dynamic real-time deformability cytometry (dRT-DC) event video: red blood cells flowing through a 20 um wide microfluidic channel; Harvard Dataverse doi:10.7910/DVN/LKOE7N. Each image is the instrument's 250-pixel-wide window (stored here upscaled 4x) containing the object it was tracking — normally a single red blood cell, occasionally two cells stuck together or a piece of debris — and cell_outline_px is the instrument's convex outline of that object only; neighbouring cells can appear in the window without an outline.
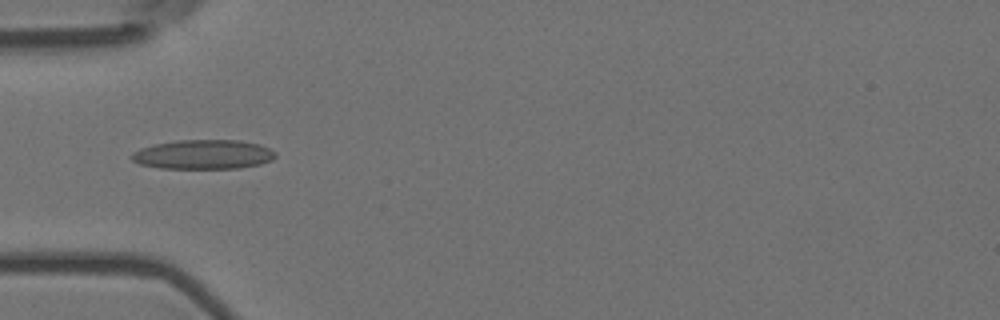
{"species": "Egyptian fruit bat (a non-hibernating species)", "species_latin": "Rousettus aegyptiacus", "temperature_condition": "room temperature", "stored_images_in_passage": 10, "camera_frame_rate_fps": 3000, "um_per_image_px": 0.085, "animal": {"sex": "female"}, "frame": {"image": 1, "passage_image": 5, "time_ms": 1.333, "image_size_px": [1000, 320], "cell_outline_px": [[276, 156], [272, 160], [260, 164], [240, 168], [160, 168], [140, 164], [132, 160], [128, 156], [132, 152], [140, 148], [156, 144], [176, 140], [236, 140], [260, 144], [276, 152]], "centroid_in_image_um": [17.27, 13.13], "position_along_channel_um": 67.7, "area_um2": 24.68}}
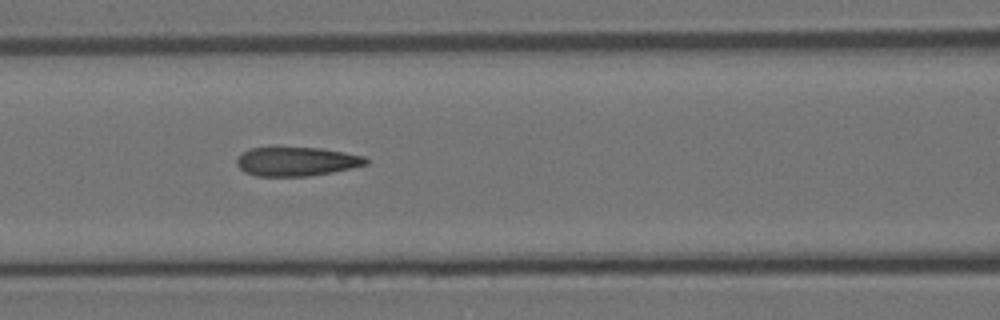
{"frame": {"image": 2, "passage_image": 7, "time_ms": 2.0, "image_size_px": [1000, 320], "cell_outline_px": [[368, 164], [332, 172], [308, 176], [256, 176], [244, 172], [236, 164], [236, 160], [244, 152], [252, 148], [276, 144], [320, 148], [344, 152], [364, 156], [368, 160]], "centroid_in_image_um": [25.16, 13.68], "position_along_channel_um": 141.4, "area_um2": 22.54}}
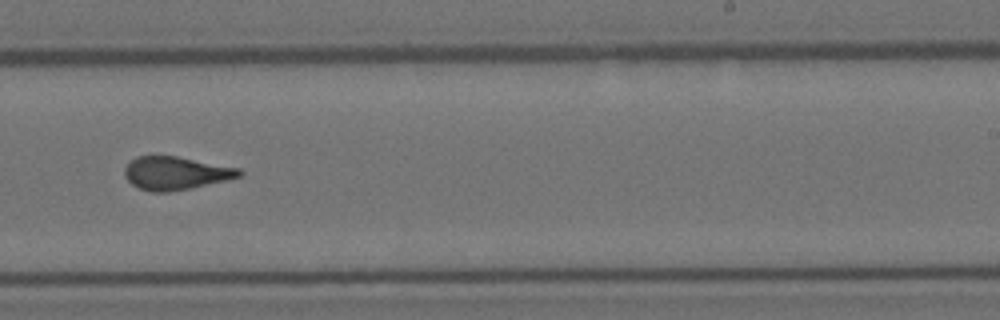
{"frame": {"image": 3, "passage_image": 10, "time_ms": 3.0, "image_size_px": [1000, 320], "cell_outline_px": [[244, 172], [240, 176], [228, 180], [192, 188], [168, 192], [152, 192], [140, 188], [132, 184], [124, 176], [124, 168], [136, 156], [176, 156], [240, 168]], "centroid_in_image_um": [14.95, 14.72], "position_along_channel_um": 274.0, "area_um2": 22.14}}